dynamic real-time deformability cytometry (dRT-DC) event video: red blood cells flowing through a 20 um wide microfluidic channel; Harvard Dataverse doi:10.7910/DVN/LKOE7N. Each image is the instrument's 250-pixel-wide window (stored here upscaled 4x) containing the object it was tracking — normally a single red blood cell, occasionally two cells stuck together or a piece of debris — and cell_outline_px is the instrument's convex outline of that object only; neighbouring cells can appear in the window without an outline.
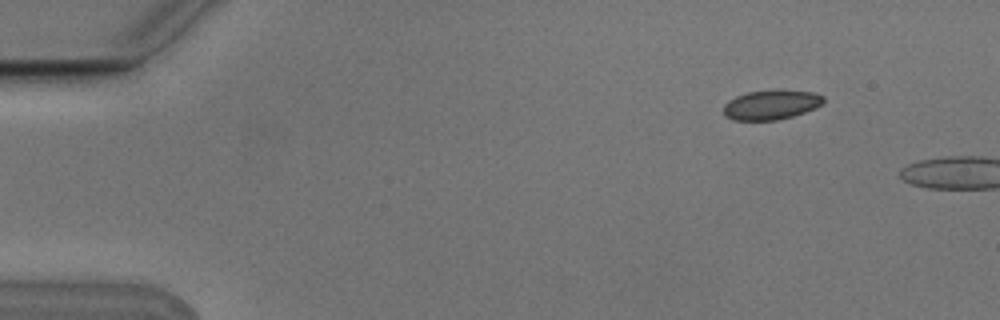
{"species": "Egyptian fruit bat (a non-hibernating species)", "species_latin": "Rousettus aegyptiacus", "temperature_condition": "cold", "stored_images_in_passage": 3, "camera_frame_rate_fps": 3000, "um_per_image_px": 0.085, "animal": {"sex": "male"}, "frame": {"image": 1, "passage_image": 2, "time_ms": 0.333, "image_size_px": [1000, 320], "cell_outline_px": [[824, 104], [816, 108], [792, 116], [776, 120], [732, 120], [724, 116], [724, 104], [728, 100], [736, 96], [748, 92], [776, 88], [780, 88], [812, 92], [824, 96]], "centroid_in_image_um": [65.56, 8.88], "position_along_channel_um": 19.4, "area_um2": 17.69}}